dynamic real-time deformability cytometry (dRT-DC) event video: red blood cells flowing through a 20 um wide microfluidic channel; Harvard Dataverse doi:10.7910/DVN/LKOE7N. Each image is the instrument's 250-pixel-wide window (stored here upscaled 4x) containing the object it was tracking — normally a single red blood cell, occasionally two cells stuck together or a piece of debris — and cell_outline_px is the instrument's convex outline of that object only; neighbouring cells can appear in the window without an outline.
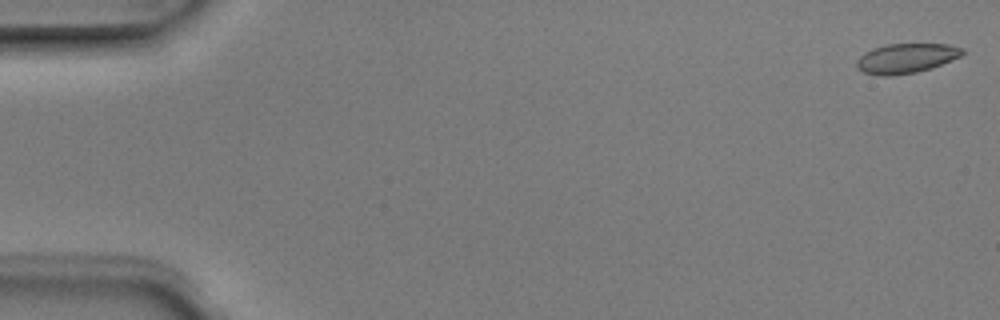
{"species": "Egyptian fruit bat (a non-hibernating species)", "species_latin": "Rousettus aegyptiacus", "temperature_condition": "room temperature", "stored_images_in_passage": 5, "camera_frame_rate_fps": 3000, "um_per_image_px": 0.085, "animal": {"sex": "male"}, "frame": {"image": 1, "passage_image": 1, "time_ms": 0.0, "image_size_px": [1000, 320], "cell_outline_px": [[964, 52], [960, 56], [940, 64], [916, 72], [888, 76], [884, 76], [864, 72], [856, 68], [856, 60], [864, 52], [872, 48], [888, 44], [948, 44], [964, 48]], "centroid_in_image_um": [76.98, 4.94], "position_along_channel_um": 8.0, "area_um2": 18.09}}
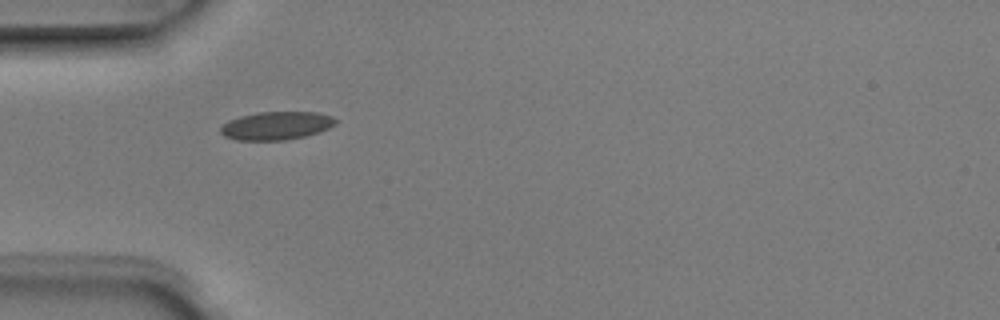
{"frame": {"image": 2, "passage_image": 5, "time_ms": 1.333, "image_size_px": [1000, 320], "cell_outline_px": [[336, 124], [320, 132], [304, 136], [284, 140], [236, 140], [224, 136], [220, 132], [220, 128], [228, 120], [240, 116], [256, 112], [316, 112], [332, 116], [336, 120]], "centroid_in_image_um": [23.48, 10.68], "position_along_channel_um": 61.5, "area_um2": 18.9}}